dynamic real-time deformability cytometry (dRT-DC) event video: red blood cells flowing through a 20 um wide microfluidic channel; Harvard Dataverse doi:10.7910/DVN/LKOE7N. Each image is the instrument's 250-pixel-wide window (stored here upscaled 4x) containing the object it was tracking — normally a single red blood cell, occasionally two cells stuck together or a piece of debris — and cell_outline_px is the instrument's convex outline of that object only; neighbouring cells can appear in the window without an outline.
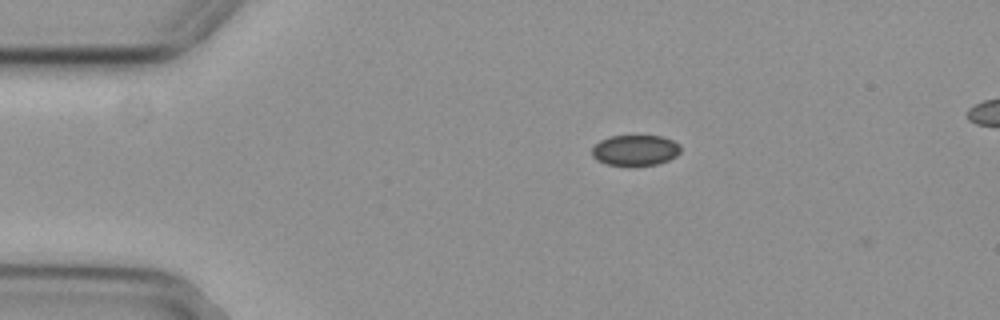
{"species": "common noctule bat (a hibernating species)", "species_latin": "Nyctalus noctula", "temperature_condition": "cold", "stored_images_in_passage": 2, "camera_frame_rate_fps": 3000, "um_per_image_px": 0.085, "animal": {"sex": "female", "body_mass_g": 29.2, "forearm_length_mm": 56.3}, "frame": {"image": 1, "passage_image": 1, "time_ms": 0.0, "image_size_px": [1000, 320], "cell_outline_px": [[680, 152], [676, 156], [668, 160], [656, 164], [628, 168], [608, 164], [596, 160], [592, 156], [592, 148], [600, 140], [608, 136], [664, 136], [680, 144]], "centroid_in_image_um": [53.98, 12.8], "position_along_channel_um": 31.0, "area_um2": 16.3}}